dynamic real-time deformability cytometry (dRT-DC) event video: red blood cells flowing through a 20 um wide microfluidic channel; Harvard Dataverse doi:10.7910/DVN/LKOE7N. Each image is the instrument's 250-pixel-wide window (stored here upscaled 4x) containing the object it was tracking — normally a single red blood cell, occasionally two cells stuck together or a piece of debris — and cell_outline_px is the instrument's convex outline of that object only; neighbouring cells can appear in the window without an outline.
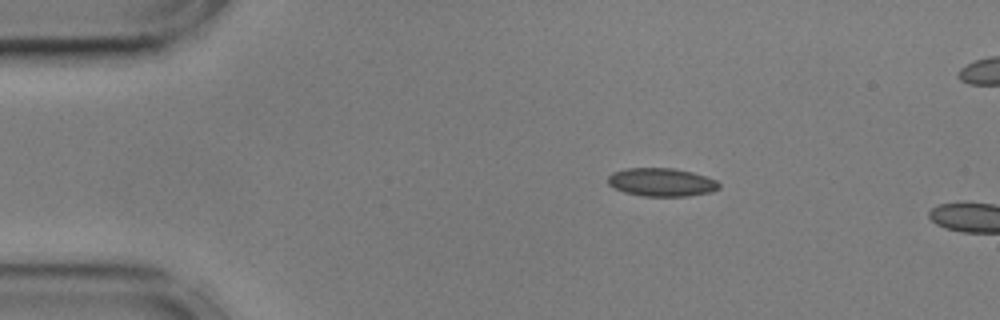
{"species": "common noctule bat (a hibernating species)", "species_latin": "Nyctalus noctula", "temperature_condition": "cold", "stored_images_in_passage": 4, "camera_frame_rate_fps": 3000, "um_per_image_px": 0.085, "animal": {"sex": "male", "body_mass_g": 17.9, "forearm_length_mm": 54.2}, "frame": {"image": 1, "passage_image": 1, "time_ms": 0.0, "image_size_px": [1000, 320], "cell_outline_px": [[720, 188], [712, 192], [688, 196], [644, 196], [624, 192], [612, 188], [608, 184], [608, 176], [612, 172], [628, 168], [672, 168], [692, 172], [716, 180], [720, 184]], "centroid_in_image_um": [56.22, 15.49], "position_along_channel_um": 28.8, "area_um2": 18.38}}